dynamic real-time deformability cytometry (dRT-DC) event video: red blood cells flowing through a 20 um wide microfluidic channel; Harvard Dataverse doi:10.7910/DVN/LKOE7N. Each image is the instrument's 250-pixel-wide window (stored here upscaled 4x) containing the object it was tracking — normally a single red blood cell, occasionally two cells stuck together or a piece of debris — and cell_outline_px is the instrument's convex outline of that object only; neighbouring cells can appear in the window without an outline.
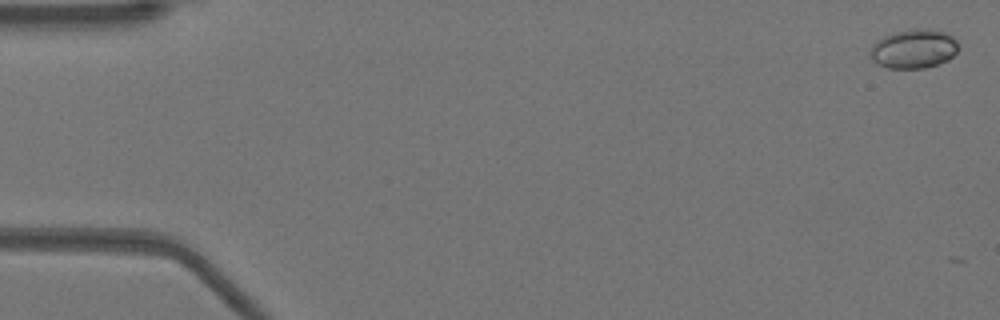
{"species": "Egyptian fruit bat (a non-hibernating species)", "species_latin": "Rousettus aegyptiacus", "temperature_condition": "warm", "stored_images_in_passage": 10, "camera_frame_rate_fps": 3000, "um_per_image_px": 0.085, "animal": {"sex": "female"}, "frame": {"image": 1, "passage_image": 2, "time_ms": 0.333, "image_size_px": [1000, 320], "cell_outline_px": [[956, 52], [948, 60], [924, 68], [888, 68], [876, 64], [872, 60], [872, 44], [876, 40], [892, 32], [912, 28], [928, 28], [944, 32], [952, 36], [956, 40]], "centroid_in_image_um": [77.64, 4.13], "position_along_channel_um": 7.4, "area_um2": 20.06}}